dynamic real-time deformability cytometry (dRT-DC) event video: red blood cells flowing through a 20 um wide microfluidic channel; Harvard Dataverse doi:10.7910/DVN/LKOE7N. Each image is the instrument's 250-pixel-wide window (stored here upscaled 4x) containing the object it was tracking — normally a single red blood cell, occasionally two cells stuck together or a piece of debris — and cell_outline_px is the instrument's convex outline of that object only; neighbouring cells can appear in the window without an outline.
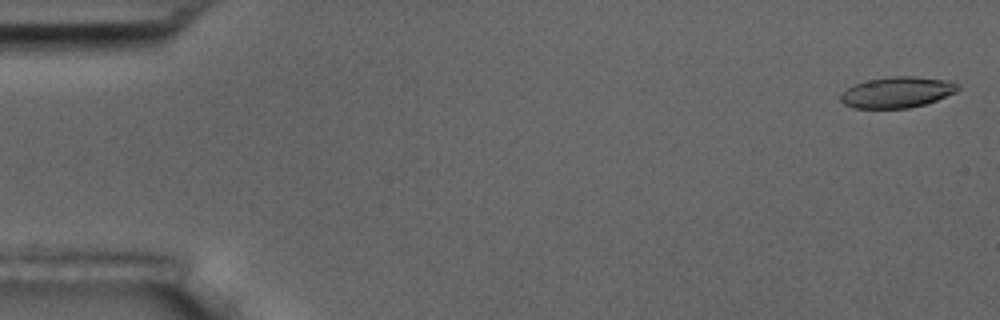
{"species": "common noctule bat (a hibernating species)", "species_latin": "Nyctalus noctula", "temperature_condition": "room temperature", "stored_images_in_passage": 56, "camera_frame_rate_fps": 3000, "um_per_image_px": 0.085, "animal": {"sex": "male", "body_mass_g": 17.5, "forearm_length_mm": 52.3}, "frame": {"image": 1, "passage_image": 2, "time_ms": 0.333, "image_size_px": [1000, 320], "cell_outline_px": [[960, 88], [956, 92], [936, 100], [924, 104], [908, 108], [852, 108], [844, 104], [840, 100], [840, 96], [848, 88], [856, 84], [868, 80], [892, 76], [916, 76], [952, 80], [960, 84]], "centroid_in_image_um": [76.31, 7.83], "position_along_channel_um": 8.7, "area_um2": 21.21}}
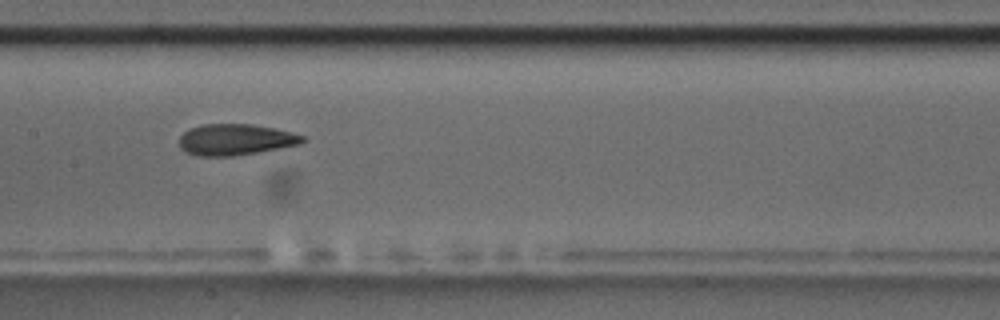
{"frame": {"image": 2, "passage_image": 28, "time_ms": 9.0, "image_size_px": [1000, 320], "cell_outline_px": [[308, 140], [300, 144], [280, 148], [236, 156], [196, 156], [184, 152], [180, 148], [180, 136], [188, 128], [204, 124], [252, 124], [292, 132], [304, 136]], "centroid_in_image_um": [20.01, 11.87], "position_along_channel_um": 187.4, "area_um2": 22.6}}
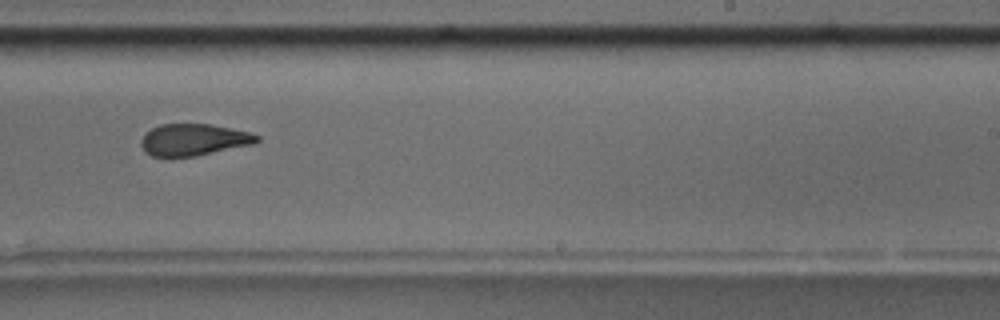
{"frame": {"image": 3, "passage_image": 35, "time_ms": 11.333, "image_size_px": [1000, 320], "cell_outline_px": [[260, 140], [256, 144], [196, 156], [152, 156], [144, 152], [140, 144], [140, 140], [152, 128], [160, 124], [212, 124], [248, 132], [260, 136]], "centroid_in_image_um": [16.49, 11.88], "position_along_channel_um": 272.5, "area_um2": 21.5}, "authors_computed_cell_mechanics": {"area_um2": 22.3975, "velocity_mm_per_s": 3.6606, "shape_relaxation_time_tau1_ms": 6.8177, "shape_relaxation_time_tau2_ms": 2.3801, "deformation_change_tau1": 0.1849, "deformation_change_tau2": 0.0919}}